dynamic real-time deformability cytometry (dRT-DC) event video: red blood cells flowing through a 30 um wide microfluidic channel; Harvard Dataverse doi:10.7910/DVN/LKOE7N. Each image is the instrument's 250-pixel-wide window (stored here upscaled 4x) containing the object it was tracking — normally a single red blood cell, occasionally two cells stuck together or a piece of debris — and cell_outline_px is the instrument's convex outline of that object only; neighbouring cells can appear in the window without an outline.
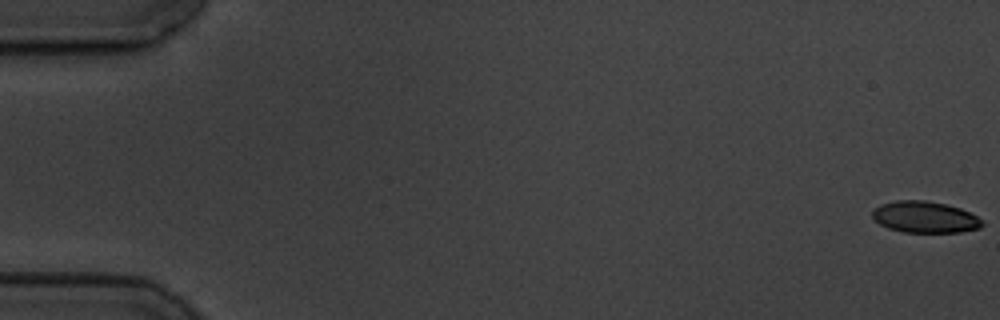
{"species": "common noctule bat (a hibernating species)", "species_latin": "Nyctalus noctula", "temperature_condition": "cold", "stored_images_in_passage": 5, "camera_frame_rate_fps": 3000, "um_per_image_px": 0.085, "animal": {"sex": "male", "body_mass_g": 19.5, "forearm_length_mm": 54.6}, "frame": {"image": 1, "passage_image": 1, "time_ms": 0.0, "image_size_px": [1000, 320], "cell_outline_px": [[984, 224], [980, 228], [960, 232], [904, 232], [888, 228], [880, 224], [872, 216], [872, 212], [880, 204], [896, 200], [924, 200], [948, 204], [960, 208], [984, 220]], "centroid_in_image_um": [78.64, 18.45], "position_along_channel_um": 6.4, "area_um2": 20.17}}
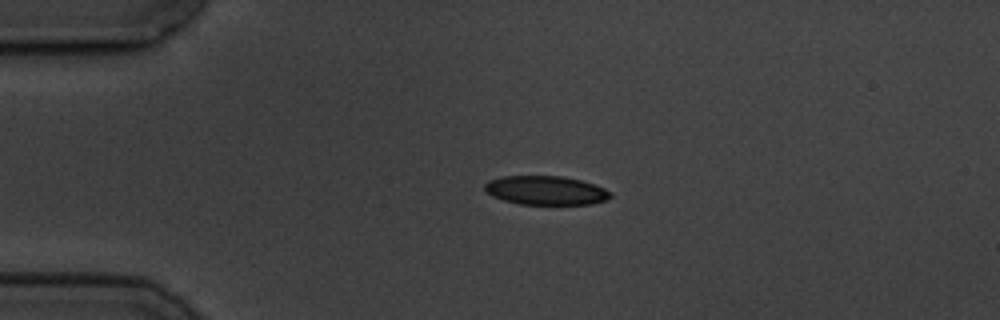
{"frame": {"image": 2, "passage_image": 4, "time_ms": 4.333, "image_size_px": [1000, 320], "cell_outline_px": [[612, 196], [608, 200], [592, 204], [520, 204], [504, 200], [492, 196], [484, 188], [484, 184], [488, 180], [500, 176], [564, 176], [580, 180], [604, 188], [612, 192]], "centroid_in_image_um": [46.4, 16.18], "position_along_channel_um": 38.6, "area_um2": 21.27}}